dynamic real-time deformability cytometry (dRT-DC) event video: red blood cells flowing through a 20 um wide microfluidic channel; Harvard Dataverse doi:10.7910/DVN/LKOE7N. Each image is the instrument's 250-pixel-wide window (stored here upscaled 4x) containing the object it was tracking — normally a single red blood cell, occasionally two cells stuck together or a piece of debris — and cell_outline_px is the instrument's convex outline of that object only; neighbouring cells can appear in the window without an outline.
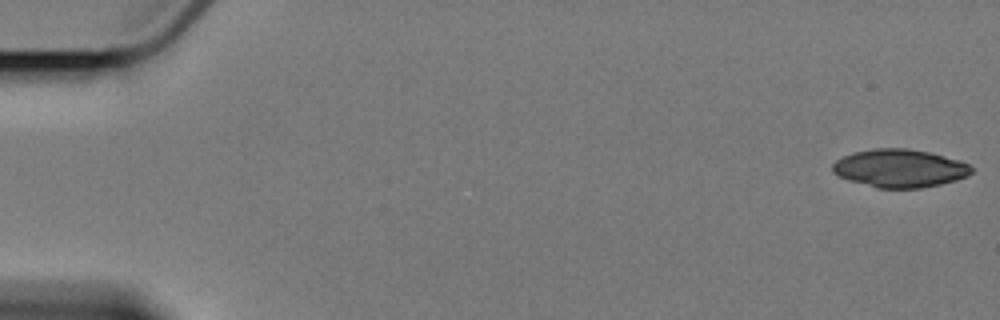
{"species": "Egyptian fruit bat (a non-hibernating species)", "species_latin": "Rousettus aegyptiacus", "temperature_condition": "cold", "stored_images_in_passage": 3, "camera_frame_rate_fps": 3000, "um_per_image_px": 0.085, "animal": {"sex": "female"}, "frame": {"image": 1, "passage_image": 1, "time_ms": 0.0, "image_size_px": [1000, 320], "cell_outline_px": [[972, 172], [968, 176], [956, 180], [940, 184], [920, 188], [876, 188], [848, 180], [832, 172], [832, 164], [836, 160], [852, 152], [872, 148], [908, 148], [928, 152], [960, 160], [968, 164], [972, 168]], "centroid_in_image_um": [76.46, 14.3], "position_along_channel_um": 8.5, "area_um2": 30.92}}